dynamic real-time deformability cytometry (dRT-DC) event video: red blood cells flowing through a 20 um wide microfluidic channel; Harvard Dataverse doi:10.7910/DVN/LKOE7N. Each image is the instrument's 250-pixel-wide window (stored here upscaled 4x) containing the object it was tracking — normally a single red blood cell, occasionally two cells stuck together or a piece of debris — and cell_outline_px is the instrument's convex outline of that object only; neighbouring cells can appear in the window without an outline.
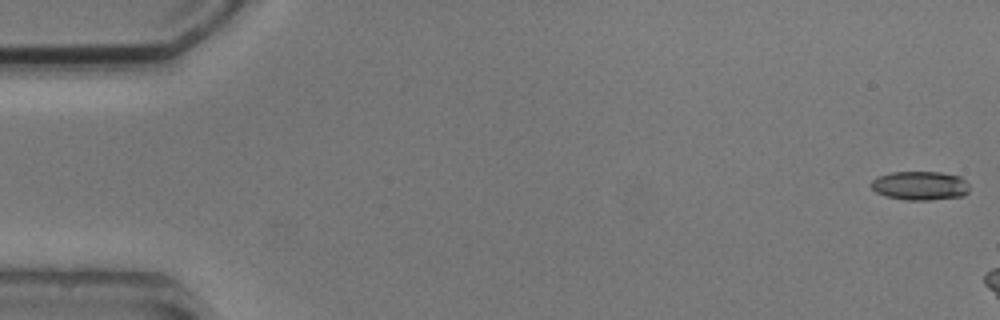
{"species": "common noctule bat (a hibernating species)", "species_latin": "Nyctalus noctula", "temperature_condition": "cold", "stored_images_in_passage": 3, "camera_frame_rate_fps": 3000, "um_per_image_px": 0.085, "animal": {"sex": "male", "body_mass_g": 20.5, "forearm_length_mm": 52.5}, "frame": {"image": 1, "passage_image": 1, "time_ms": 0.0, "image_size_px": [1000, 320], "cell_outline_px": [[968, 192], [964, 196], [928, 200], [904, 200], [884, 196], [876, 192], [872, 188], [872, 180], [880, 176], [892, 172], [940, 172], [960, 176], [968, 184]], "centroid_in_image_um": [78.21, 15.79], "position_along_channel_um": 6.8, "area_um2": 16.53}}